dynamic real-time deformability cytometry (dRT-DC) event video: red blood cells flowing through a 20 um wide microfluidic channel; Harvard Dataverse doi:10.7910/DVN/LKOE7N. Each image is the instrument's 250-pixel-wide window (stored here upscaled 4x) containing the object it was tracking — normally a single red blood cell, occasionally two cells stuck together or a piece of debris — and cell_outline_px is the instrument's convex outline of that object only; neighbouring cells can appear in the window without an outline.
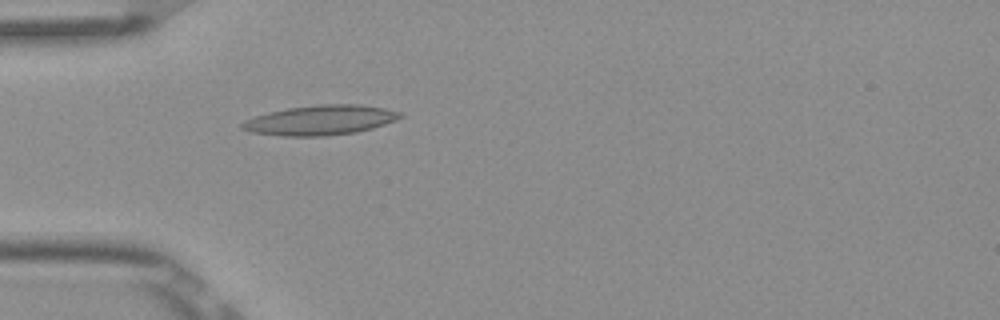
{"species": "Egyptian fruit bat (a non-hibernating species)", "species_latin": "Rousettus aegyptiacus", "temperature_condition": "room temperature", "stored_images_in_passage": 4, "camera_frame_rate_fps": 3000, "um_per_image_px": 0.085, "frame": {"image": 1, "passage_image": 4, "time_ms": 1.0, "image_size_px": [1000, 320], "cell_outline_px": [[404, 116], [396, 120], [372, 128], [356, 132], [324, 136], [284, 136], [252, 132], [240, 128], [240, 124], [244, 120], [268, 112], [288, 108], [320, 104], [360, 104], [384, 108], [400, 112]], "centroid_in_image_um": [27.23, 10.21], "position_along_channel_um": 57.8, "area_um2": 27.4}}